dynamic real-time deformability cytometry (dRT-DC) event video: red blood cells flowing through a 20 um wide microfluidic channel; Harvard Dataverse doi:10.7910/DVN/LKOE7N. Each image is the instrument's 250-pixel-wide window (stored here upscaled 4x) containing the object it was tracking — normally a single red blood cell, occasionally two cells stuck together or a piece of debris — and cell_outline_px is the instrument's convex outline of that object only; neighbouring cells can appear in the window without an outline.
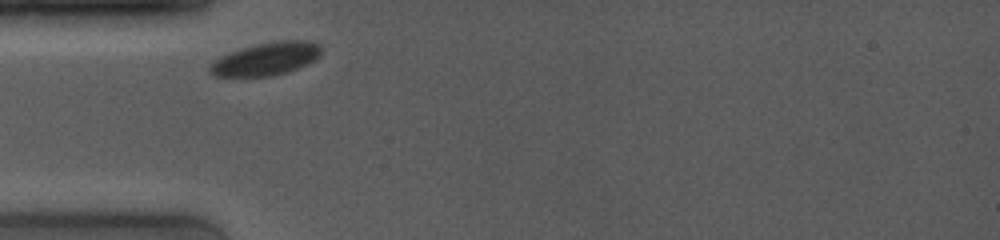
{"species": "common noctule bat (a hibernating species)", "species_latin": "Nyctalus noctula", "temperature_condition": "room temperature", "stored_images_in_passage": 3, "camera_frame_rate_fps": 4000, "um_per_image_px": 0.085, "animal": {"sex": "female", "body_mass_g": 19.0, "forearm_length_mm": 53.3}, "frame": {"image": 1, "passage_image": 1, "time_ms": 0.0, "image_size_px": [1000, 240], "cell_outline_px": [[320, 56], [288, 72], [272, 76], [216, 76], [208, 72], [208, 68], [220, 56], [240, 48], [256, 44], [280, 40], [308, 40], [320, 44]], "centroid_in_image_um": [22.6, 4.99], "position_along_channel_um": 62.4, "area_um2": 21.15}}